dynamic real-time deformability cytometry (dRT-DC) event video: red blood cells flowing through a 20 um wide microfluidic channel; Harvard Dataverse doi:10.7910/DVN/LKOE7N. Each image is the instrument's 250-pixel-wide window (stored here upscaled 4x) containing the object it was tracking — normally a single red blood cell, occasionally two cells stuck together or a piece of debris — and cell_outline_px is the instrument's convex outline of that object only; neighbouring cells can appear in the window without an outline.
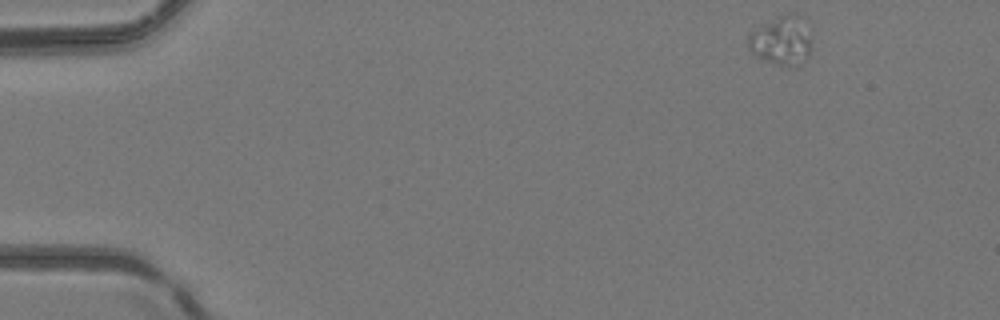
{"species": "common noctule bat (a hibernating species)", "species_latin": "Nyctalus noctula", "temperature_condition": "room temperature", "stored_images_in_passage": 47, "camera_frame_rate_fps": 3000, "um_per_image_px": 0.085, "animal": {"sex": "female", "body_mass_g": 24.6, "forearm_length_mm": 56.2}, "frame": {"image": 1, "passage_image": 1, "time_ms": 0.0, "image_size_px": [1000, 320], "cell_outline_px": [[812, 48], [808, 56], [796, 68], [764, 60], [756, 56], [748, 48], [748, 36], [752, 32], [780, 16], [788, 12], [792, 12], [796, 16], [812, 40]], "centroid_in_image_um": [66.44, 3.52], "position_along_channel_um": 18.6, "area_um2": 17.4}}
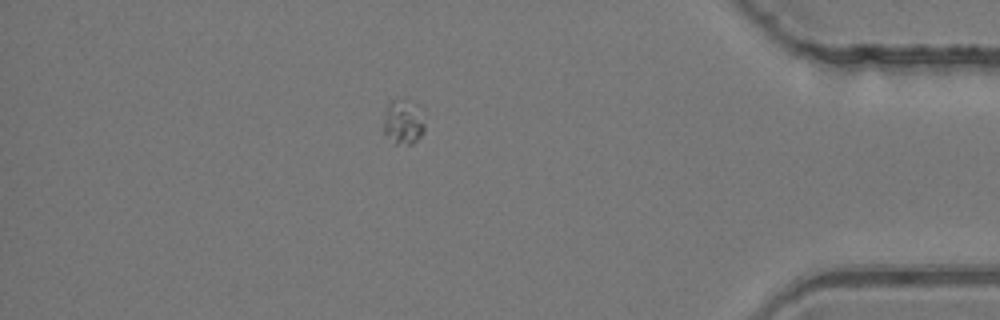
{"frame": {"image": 2, "passage_image": 40, "time_ms": 13.0, "image_size_px": [1000, 320], "cell_outline_px": [[424, 132], [412, 144], [392, 144], [384, 132], [384, 124], [388, 104], [392, 100], [404, 96], [416, 104], [424, 124]], "centroid_in_image_um": [34.27, 10.35], "position_along_channel_um": 400.9, "area_um2": 10.75}}
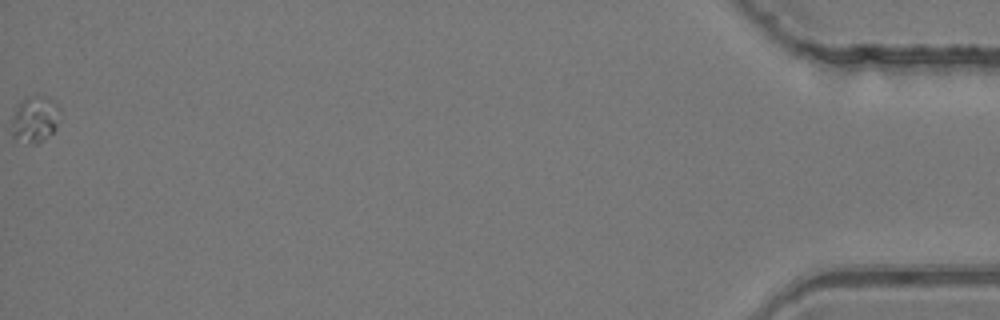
{"frame": {"image": 3, "passage_image": 47, "time_ms": 15.333, "image_size_px": [1000, 320], "cell_outline_px": [[60, 112], [56, 128], [44, 140], [36, 144], [28, 144], [12, 136], [12, 116], [20, 100], [28, 96], [44, 96], [52, 100], [60, 108]], "centroid_in_image_um": [2.96, 10.13], "position_along_channel_um": 432.2, "area_um2": 13.12}}